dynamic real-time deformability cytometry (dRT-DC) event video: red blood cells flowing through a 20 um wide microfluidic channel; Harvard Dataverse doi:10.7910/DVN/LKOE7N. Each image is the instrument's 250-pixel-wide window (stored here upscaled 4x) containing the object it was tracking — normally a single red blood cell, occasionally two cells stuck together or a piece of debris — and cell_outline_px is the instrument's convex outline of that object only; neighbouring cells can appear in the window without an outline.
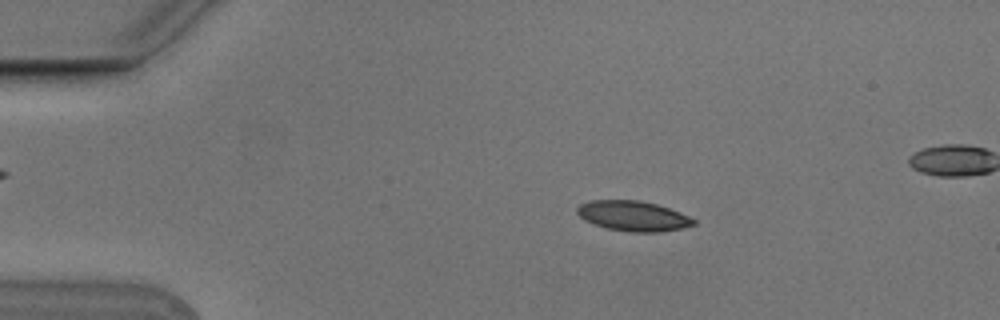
{"species": "Egyptian fruit bat (a non-hibernating species)", "species_latin": "Rousettus aegyptiacus", "temperature_condition": "cold", "stored_images_in_passage": 9, "camera_frame_rate_fps": 3000, "um_per_image_px": 0.085, "animal": {"sex": "male"}, "frame": {"image": 1, "passage_image": 2, "time_ms": 0.333, "image_size_px": [1000, 320], "cell_outline_px": [[696, 224], [680, 228], [660, 232], [628, 232], [608, 228], [592, 224], [584, 220], [576, 212], [576, 208], [580, 204], [592, 200], [640, 200], [656, 204], [680, 212], [696, 220]], "centroid_in_image_um": [53.79, 18.36], "position_along_channel_um": 31.2, "area_um2": 20.46}}
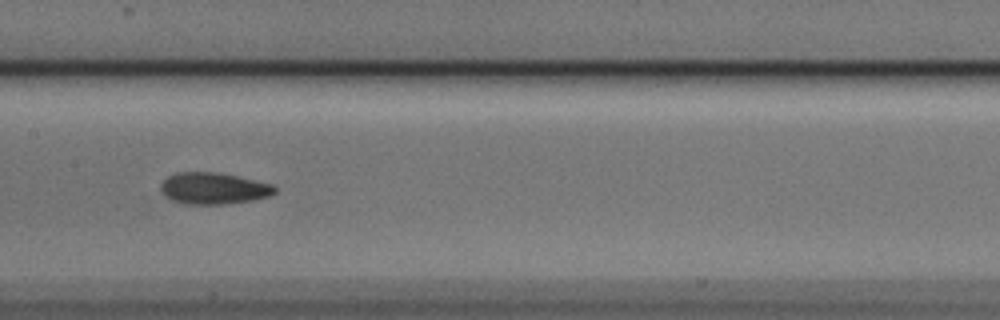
{"frame": {"image": 2, "passage_image": 7, "time_ms": 2.0, "image_size_px": [1000, 320], "cell_outline_px": [[276, 192], [272, 196], [252, 200], [224, 204], [188, 204], [172, 200], [164, 196], [160, 188], [160, 184], [168, 176], [176, 172], [216, 172], [236, 176], [272, 184], [276, 188]], "centroid_in_image_um": [18.14, 16.01], "position_along_channel_um": 189.3, "area_um2": 20.98}}
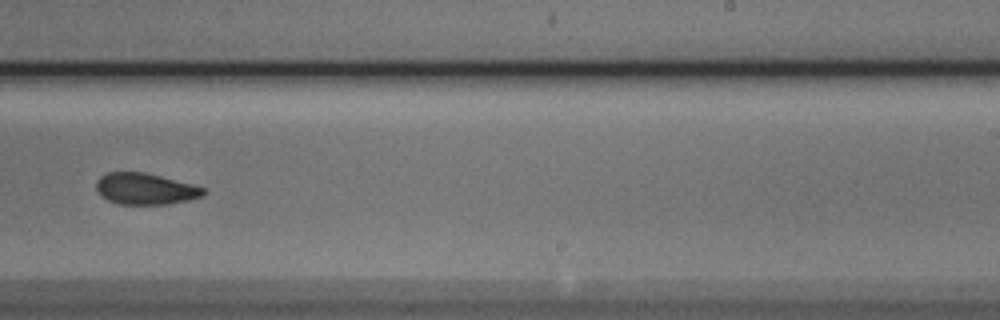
{"frame": {"image": 3, "passage_image": 9, "time_ms": 2.667, "image_size_px": [1000, 320], "cell_outline_px": [[208, 192], [204, 196], [188, 200], [168, 204], [120, 204], [108, 200], [100, 196], [96, 188], [96, 180], [100, 176], [108, 172], [144, 172], [192, 184], [204, 188]], "centroid_in_image_um": [12.35, 16.05], "position_along_channel_um": 276.7, "area_um2": 19.65}}